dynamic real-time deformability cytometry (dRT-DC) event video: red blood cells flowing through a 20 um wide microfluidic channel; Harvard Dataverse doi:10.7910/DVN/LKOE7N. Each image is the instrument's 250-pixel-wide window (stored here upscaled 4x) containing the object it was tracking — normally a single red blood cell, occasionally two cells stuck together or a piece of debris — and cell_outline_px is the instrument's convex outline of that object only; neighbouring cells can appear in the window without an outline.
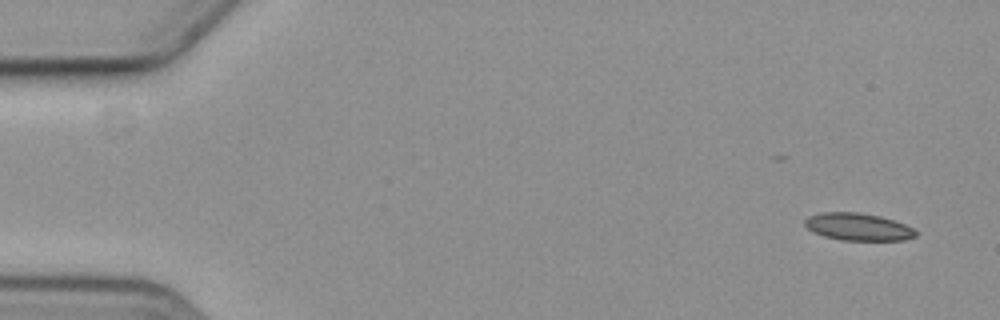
{"species": "common noctule bat (a hibernating species)", "species_latin": "Nyctalus noctula", "temperature_condition": "cold", "stored_images_in_passage": 5, "camera_frame_rate_fps": 3000, "um_per_image_px": 0.085, "animal": {"sex": "female", "body_mass_g": 19.3, "forearm_length_mm": 54.1}, "frame": {"image": 1, "passage_image": 1, "time_ms": 0.0, "image_size_px": [1000, 320], "cell_outline_px": [[920, 232], [916, 236], [904, 240], [840, 240], [824, 236], [812, 232], [804, 224], [804, 220], [808, 216], [820, 212], [860, 212], [880, 216], [904, 224]], "centroid_in_image_um": [72.92, 19.28], "position_along_channel_um": 12.1, "area_um2": 17.8}}
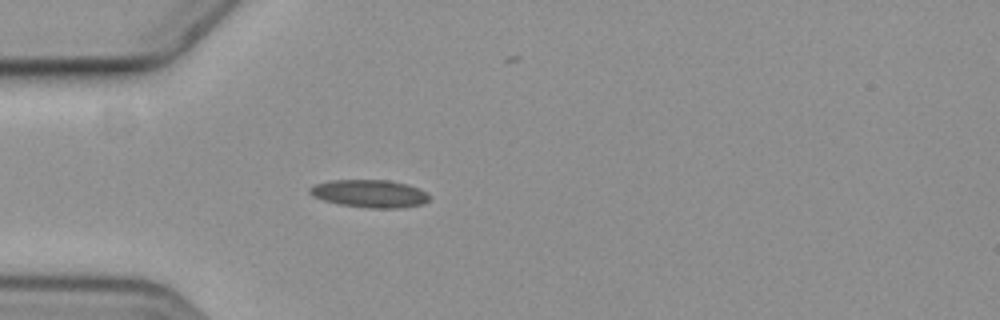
{"frame": {"image": 2, "passage_image": 5, "time_ms": 4.667, "image_size_px": [1000, 320], "cell_outline_px": [[428, 200], [424, 204], [400, 208], [368, 208], [336, 204], [312, 196], [308, 192], [308, 188], [312, 184], [332, 180], [388, 180], [408, 184], [424, 192], [428, 196]], "centroid_in_image_um": [31.35, 16.46], "position_along_channel_um": 53.6, "area_um2": 19.42}}